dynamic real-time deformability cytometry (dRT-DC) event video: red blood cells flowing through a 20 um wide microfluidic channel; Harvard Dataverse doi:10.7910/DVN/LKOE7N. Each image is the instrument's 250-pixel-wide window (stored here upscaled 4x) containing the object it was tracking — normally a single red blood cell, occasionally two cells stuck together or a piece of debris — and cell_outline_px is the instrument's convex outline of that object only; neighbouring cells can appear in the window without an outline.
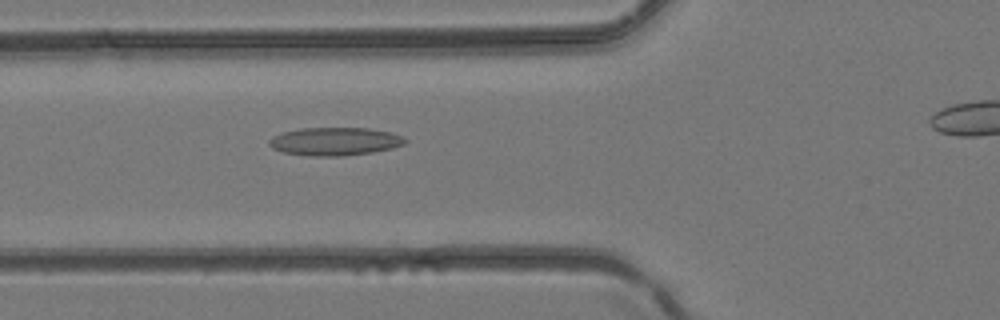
{"species": "common noctule bat (a hibernating species)", "species_latin": "Nyctalus noctula", "temperature_condition": "room temperature", "stored_images_in_passage": 28, "camera_frame_rate_fps": 3000, "um_per_image_px": 0.085, "animal": {"sex": "female", "body_mass_g": 24.6, "forearm_length_mm": 56.2}, "frame": {"image": 1, "passage_image": 7, "time_ms": 2.0, "image_size_px": [1000, 320], "cell_outline_px": [[408, 140], [404, 144], [392, 148], [372, 152], [344, 156], [312, 156], [284, 152], [272, 148], [268, 144], [268, 140], [272, 136], [280, 132], [300, 128], [368, 128], [388, 132], [404, 136]], "centroid_in_image_um": [28.44, 12.01], "position_along_channel_um": 97.4, "area_um2": 22.37}}
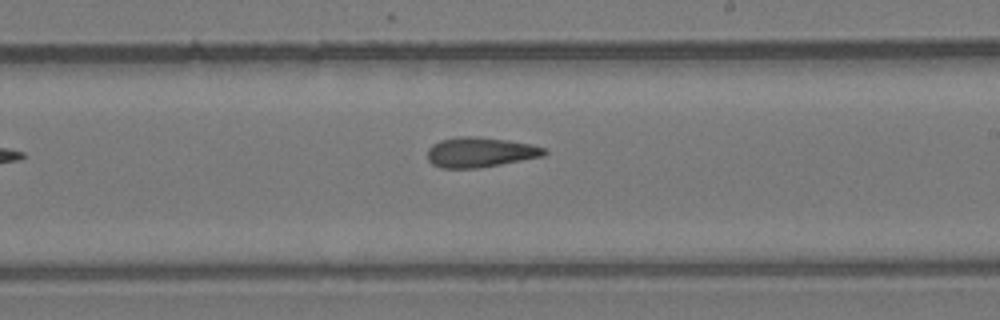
{"frame": {"image": 2, "passage_image": 16, "time_ms": 5.0, "image_size_px": [1000, 320], "cell_outline_px": [[548, 152], [544, 156], [500, 164], [476, 168], [440, 168], [432, 164], [428, 160], [428, 148], [432, 144], [440, 140], [456, 136], [476, 136], [508, 140], [532, 144], [544, 148]], "centroid_in_image_um": [40.79, 12.93], "position_along_channel_um": 248.2, "area_um2": 20.52}}
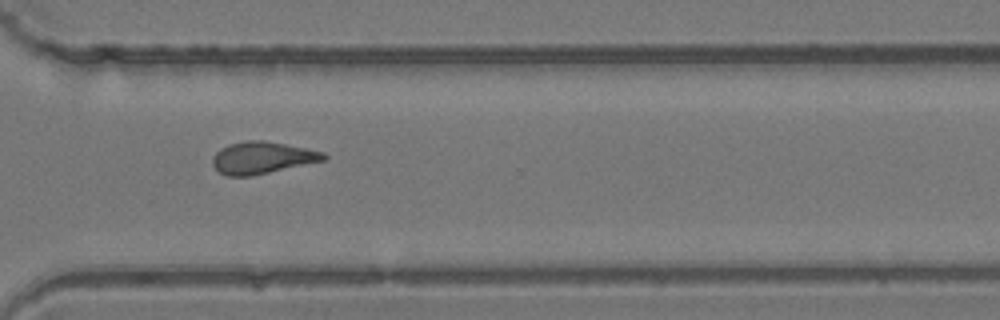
{"frame": {"image": 3, "passage_image": 22, "time_ms": 7.0, "image_size_px": [1000, 320], "cell_outline_px": [[328, 156], [324, 160], [252, 176], [228, 176], [220, 172], [212, 164], [212, 156], [220, 148], [228, 144], [244, 140], [264, 140], [324, 152]], "centroid_in_image_um": [22.24, 13.4], "position_along_channel_um": 348.4, "area_um2": 20.63}}